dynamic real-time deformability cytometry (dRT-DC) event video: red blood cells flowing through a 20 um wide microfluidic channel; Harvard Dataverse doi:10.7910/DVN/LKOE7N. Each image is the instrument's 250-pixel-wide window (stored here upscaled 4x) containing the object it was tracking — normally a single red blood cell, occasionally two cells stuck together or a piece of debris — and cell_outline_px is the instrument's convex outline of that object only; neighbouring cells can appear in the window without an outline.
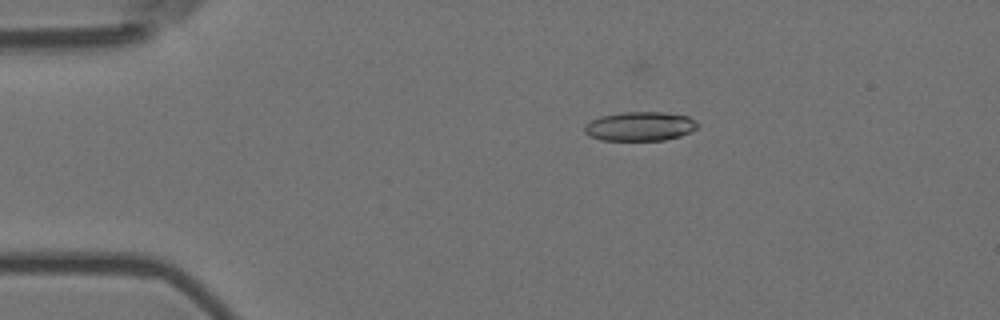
{"species": "Egyptian fruit bat (a non-hibernating species)", "species_latin": "Rousettus aegyptiacus", "temperature_condition": "room temperature", "stored_images_in_passage": 9, "camera_frame_rate_fps": 3000, "um_per_image_px": 0.085, "animal": {"sex": "female"}, "frame": {"image": 1, "passage_image": 4, "time_ms": 1.0, "image_size_px": [1000, 320], "cell_outline_px": [[696, 128], [680, 136], [664, 140], [600, 140], [588, 136], [584, 132], [584, 124], [600, 116], [624, 112], [664, 112], [688, 116], [696, 120]], "centroid_in_image_um": [54.35, 10.73], "position_along_channel_um": 30.6, "area_um2": 19.19}}
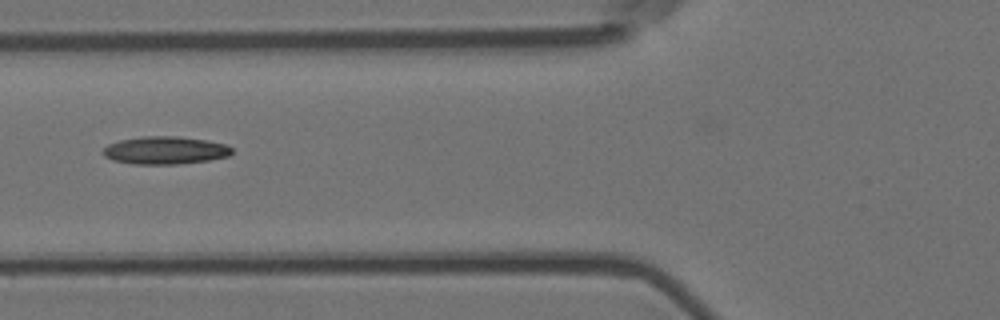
{"frame": {"image": 2, "passage_image": 7, "time_ms": 2.0, "image_size_px": [1000, 320], "cell_outline_px": [[232, 152], [228, 156], [208, 160], [176, 164], [132, 164], [112, 160], [104, 156], [100, 152], [108, 144], [120, 140], [140, 136], [176, 136], [204, 140], [228, 144], [232, 148]], "centroid_in_image_um": [14.0, 12.77], "position_along_channel_um": 111.8, "area_um2": 20.92}}
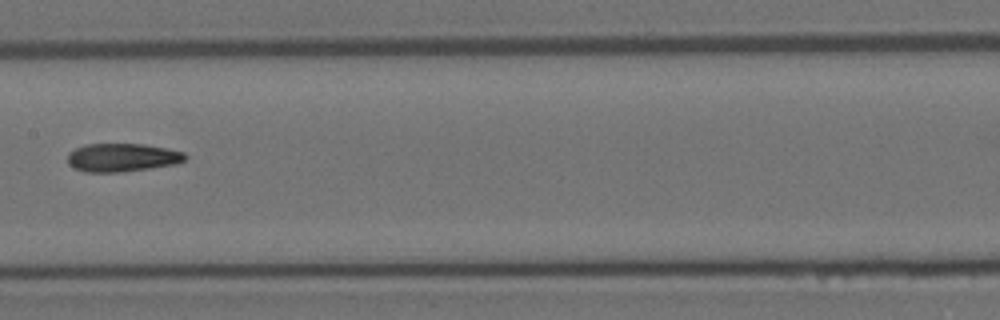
{"frame": {"image": 3, "passage_image": 9, "time_ms": 2.667, "image_size_px": [1000, 320], "cell_outline_px": [[188, 156], [184, 160], [176, 164], [120, 172], [84, 172], [68, 164], [68, 152], [84, 144], [144, 144], [168, 148], [184, 152]], "centroid_in_image_um": [10.39, 13.38], "position_along_channel_um": 197.0, "area_um2": 19.42}}